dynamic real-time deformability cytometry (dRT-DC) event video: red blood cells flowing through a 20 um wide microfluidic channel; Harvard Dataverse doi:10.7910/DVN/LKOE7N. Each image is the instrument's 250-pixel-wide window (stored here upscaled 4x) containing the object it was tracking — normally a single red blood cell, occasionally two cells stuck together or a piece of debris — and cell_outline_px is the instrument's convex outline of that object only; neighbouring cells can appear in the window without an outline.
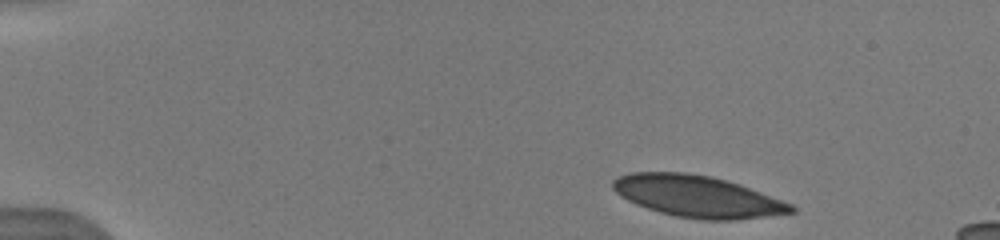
{"species": "human", "species_latin": "Homo sapiens", "temperature_condition": "warm", "stored_images_in_passage": 20, "camera_frame_rate_fps": 3000, "um_per_image_px": 0.085, "donor": {"sex": "male"}, "frame": {"image": 1, "passage_image": 1, "time_ms": 0.0, "image_size_px": [1000, 240], "cell_outline_px": [[796, 212], [736, 220], [700, 220], [676, 216], [660, 212], [636, 204], [620, 196], [612, 188], [612, 180], [616, 176], [632, 172], [684, 172], [712, 176], [740, 184], [792, 204], [796, 208]], "centroid_in_image_um": [59.27, 16.69], "position_along_channel_um": 25.7, "area_um2": 43.35}}
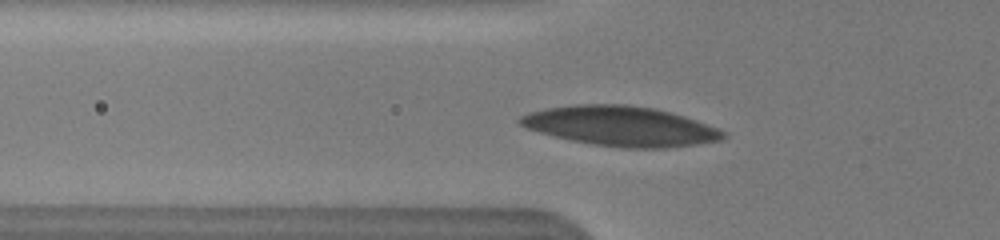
{"frame": {"image": 2, "passage_image": 6, "time_ms": 3.667, "image_size_px": [1000, 240], "cell_outline_px": [[728, 136], [720, 140], [696, 144], [664, 148], [624, 148], [596, 144], [572, 140], [540, 132], [528, 128], [520, 124], [516, 120], [520, 116], [528, 112], [544, 108], [576, 104], [628, 104], [656, 108], [672, 112], [696, 120], [728, 132]], "centroid_in_image_um": [52.78, 10.7], "position_along_channel_um": 73.0, "area_um2": 47.11}}
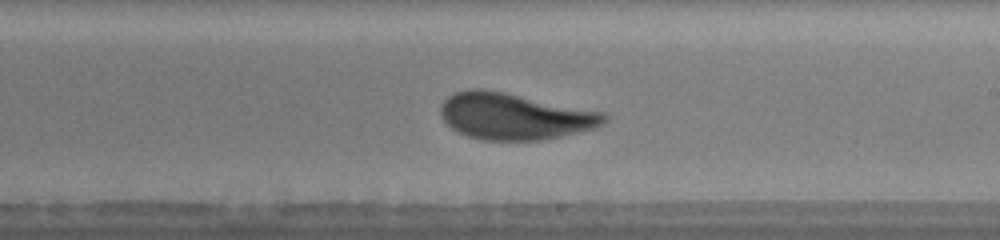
{"frame": {"image": 3, "passage_image": 15, "time_ms": 8.0, "image_size_px": [1000, 240], "cell_outline_px": [[608, 120], [604, 124], [596, 128], [580, 132], [544, 140], [484, 140], [468, 136], [456, 132], [440, 116], [440, 104], [448, 96], [456, 92], [468, 88], [480, 88], [504, 92], [604, 112], [608, 116]], "centroid_in_image_um": [43.74, 9.88], "position_along_channel_um": 245.3, "area_um2": 44.56}}